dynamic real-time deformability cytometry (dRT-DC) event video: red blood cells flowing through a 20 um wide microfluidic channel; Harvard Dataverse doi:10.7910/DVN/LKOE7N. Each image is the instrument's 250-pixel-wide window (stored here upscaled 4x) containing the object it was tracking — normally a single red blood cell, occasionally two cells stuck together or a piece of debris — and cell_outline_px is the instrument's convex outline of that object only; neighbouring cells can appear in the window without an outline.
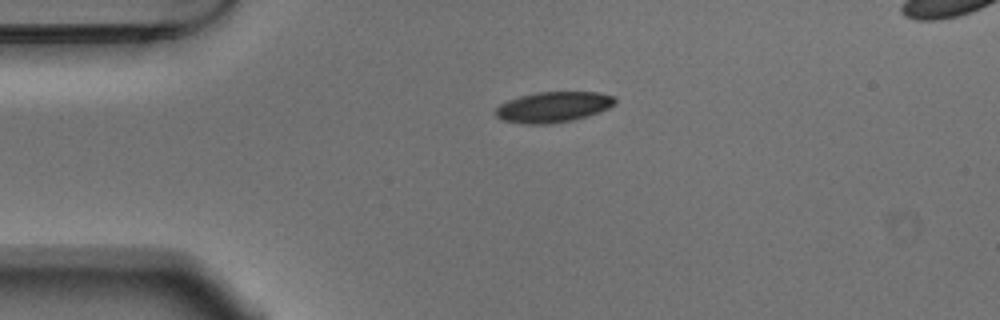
{"species": "Egyptian fruit bat (a non-hibernating species)", "species_latin": "Rousettus aegyptiacus", "temperature_condition": "warm", "stored_images_in_passage": 43, "camera_frame_rate_fps": 3000, "um_per_image_px": 0.085, "animal": {"sex": "male"}, "frame": {"image": 1, "passage_image": 1, "time_ms": 0.0, "image_size_px": [1000, 320], "cell_outline_px": [[616, 104], [608, 108], [572, 120], [548, 124], [524, 124], [504, 120], [496, 116], [496, 108], [500, 104], [508, 100], [520, 96], [536, 92], [596, 92], [616, 96]], "centroid_in_image_um": [47.02, 9.08], "position_along_channel_um": 38.0, "area_um2": 21.1}}
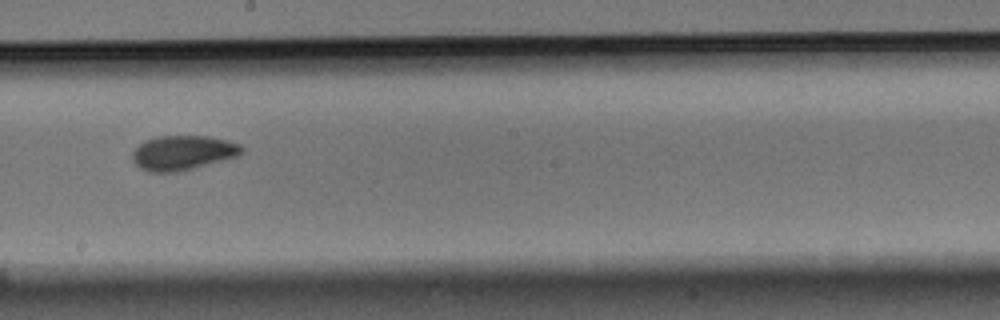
{"frame": {"image": 2, "passage_image": 19, "time_ms": 6.0, "image_size_px": [1000, 320], "cell_outline_px": [[244, 148], [236, 156], [180, 172], [148, 172], [140, 168], [132, 160], [132, 152], [144, 140], [156, 136], [208, 136], [240, 144]], "centroid_in_image_um": [15.48, 12.99], "position_along_channel_um": 232.7, "area_um2": 21.91}}
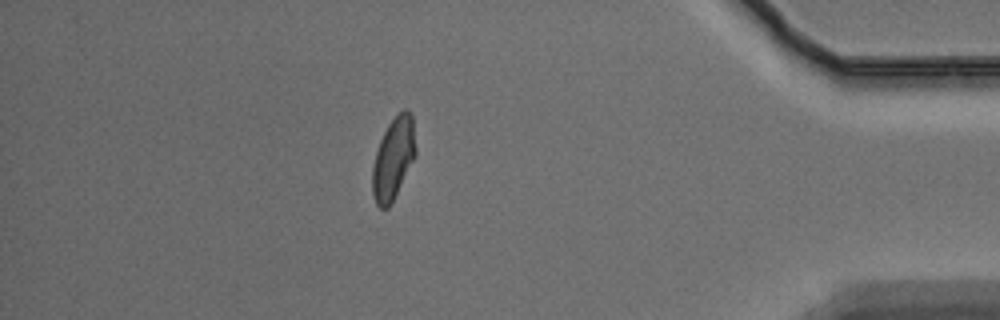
{"frame": {"image": 3, "passage_image": 36, "time_ms": 11.667, "image_size_px": [1000, 320], "cell_outline_px": [[416, 156], [388, 208], [380, 208], [376, 204], [372, 192], [372, 168], [376, 152], [380, 140], [388, 124], [404, 108], [408, 108], [412, 116], [416, 148]], "centroid_in_image_um": [33.44, 13.46], "position_along_channel_um": 401.8, "area_um2": 20.46}}